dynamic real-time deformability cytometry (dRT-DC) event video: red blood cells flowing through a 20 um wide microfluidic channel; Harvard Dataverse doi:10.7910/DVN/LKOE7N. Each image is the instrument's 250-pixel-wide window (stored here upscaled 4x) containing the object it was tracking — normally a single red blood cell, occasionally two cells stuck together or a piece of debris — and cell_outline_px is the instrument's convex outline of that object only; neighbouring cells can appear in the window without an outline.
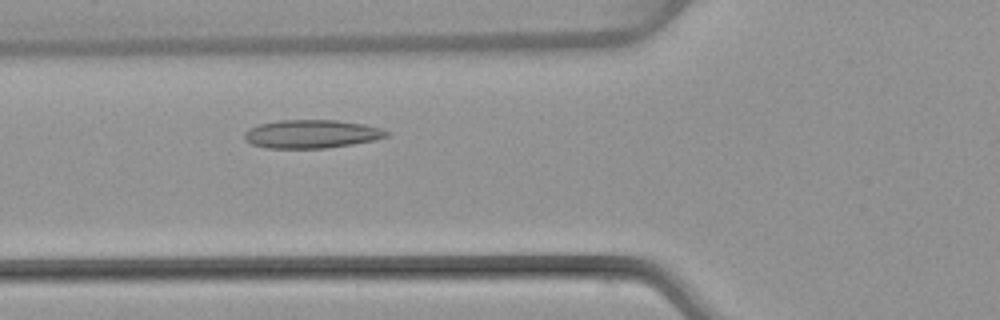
{"species": "common noctule bat (a hibernating species)", "species_latin": "Nyctalus noctula", "temperature_condition": "warm", "stored_images_in_passage": 45, "camera_frame_rate_fps": 3000, "um_per_image_px": 0.085, "animal": {"sex": "female", "body_mass_g": 22.7, "forearm_length_mm": 54.2}, "frame": {"image": 1, "passage_image": 13, "time_ms": 4.0, "image_size_px": [1000, 320], "cell_outline_px": [[388, 136], [376, 140], [352, 144], [324, 148], [264, 148], [252, 144], [244, 140], [244, 132], [248, 128], [260, 124], [280, 120], [336, 120], [364, 124], [380, 128], [388, 132]], "centroid_in_image_um": [26.45, 11.39], "position_along_channel_um": 99.3, "area_um2": 23.52}}
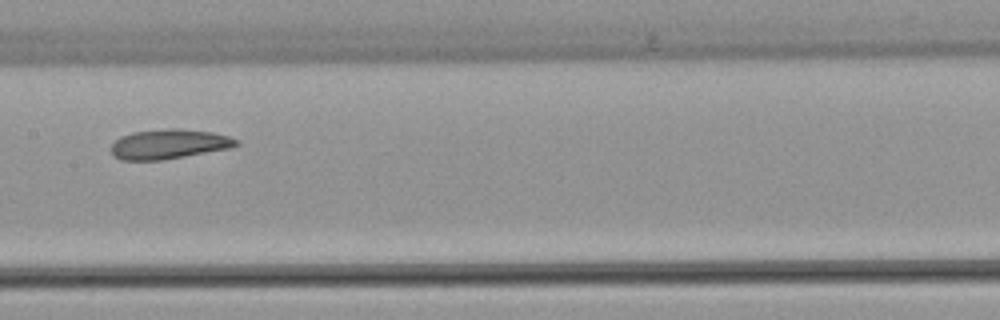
{"frame": {"image": 2, "passage_image": 20, "time_ms": 6.333, "image_size_px": [1000, 320], "cell_outline_px": [[240, 144], [228, 148], [164, 160], [120, 160], [112, 156], [108, 148], [120, 136], [132, 132], [168, 128], [176, 128], [212, 132], [228, 136], [240, 140]], "centroid_in_image_um": [14.3, 12.25], "position_along_channel_um": 193.1, "area_um2": 21.85}}
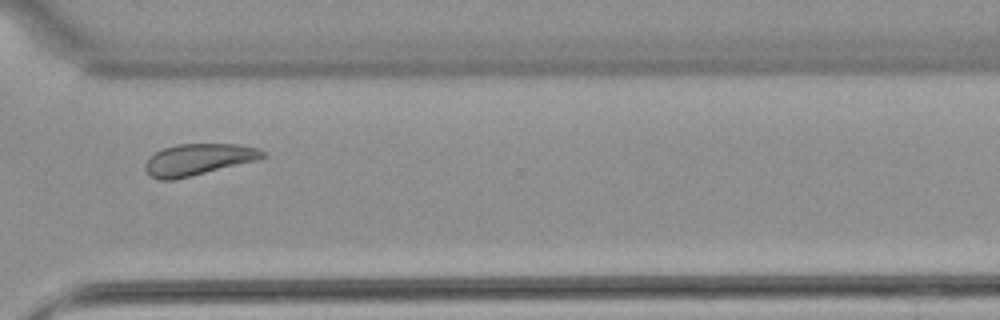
{"frame": {"image": 3, "passage_image": 32, "time_ms": 10.333, "image_size_px": [1000, 320], "cell_outline_px": [[264, 156], [256, 160], [172, 180], [156, 180], [148, 176], [144, 168], [144, 164], [148, 156], [164, 148], [176, 144], [236, 144], [260, 148], [264, 152]], "centroid_in_image_um": [16.76, 13.55], "position_along_channel_um": 353.8, "area_um2": 21.44}}